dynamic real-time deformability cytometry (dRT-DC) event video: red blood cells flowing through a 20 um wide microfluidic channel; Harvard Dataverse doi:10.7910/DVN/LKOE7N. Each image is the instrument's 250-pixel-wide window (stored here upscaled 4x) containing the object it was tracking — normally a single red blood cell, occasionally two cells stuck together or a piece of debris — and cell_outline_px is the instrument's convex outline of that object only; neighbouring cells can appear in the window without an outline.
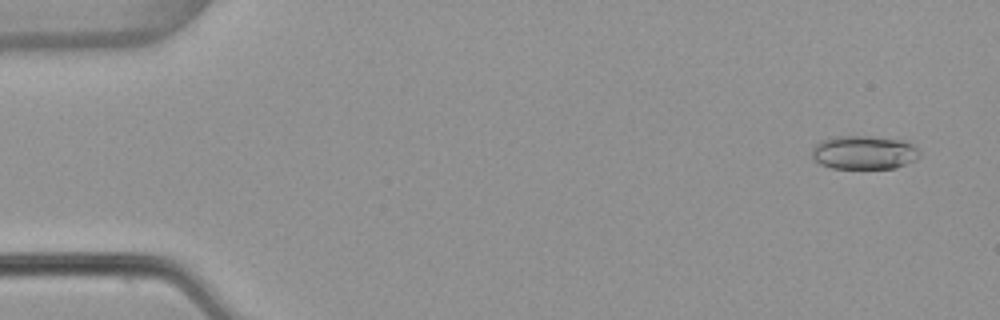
{"species": "common noctule bat (a hibernating species)", "species_latin": "Nyctalus noctula", "temperature_condition": "warm", "stored_images_in_passage": 53, "camera_frame_rate_fps": 3000, "um_per_image_px": 0.085, "animal": {"sex": "female", "body_mass_g": 22.7, "forearm_length_mm": 54.2}, "frame": {"image": 1, "passage_image": 3, "time_ms": 0.667, "image_size_px": [1000, 320], "cell_outline_px": [[920, 156], [916, 160], [896, 168], [832, 168], [820, 164], [812, 160], [812, 148], [816, 144], [824, 140], [836, 136], [872, 136], [904, 140], [912, 144], [920, 152]], "centroid_in_image_um": [73.45, 12.96], "position_along_channel_um": 11.5, "area_um2": 21.27}}
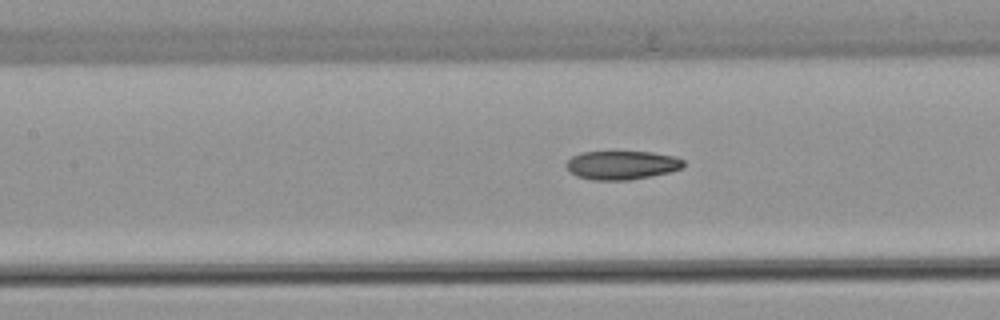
{"frame": {"image": 2, "passage_image": 24, "time_ms": 7.667, "image_size_px": [1000, 320], "cell_outline_px": [[684, 168], [672, 172], [652, 176], [628, 180], [592, 180], [576, 176], [568, 172], [564, 164], [572, 156], [580, 152], [652, 152], [676, 156], [684, 160]], "centroid_in_image_um": [52.86, 14.04], "position_along_channel_um": 154.5, "area_um2": 20.0}}
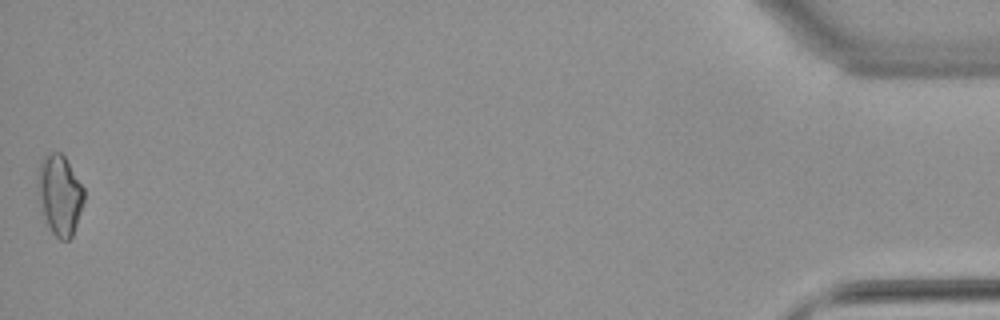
{"frame": {"image": 3, "passage_image": 53, "time_ms": 17.333, "image_size_px": [1000, 320], "cell_outline_px": [[84, 200], [72, 236], [68, 240], [60, 240], [52, 232], [48, 224], [40, 200], [36, 184], [36, 176], [40, 160], [48, 152], [60, 152], [64, 156], [84, 188]], "centroid_in_image_um": [5.06, 16.51], "position_along_channel_um": 430.1, "area_um2": 21.33}, "authors_computed_cell_mechanics": {"area_um2": 20.2878, "velocity_mm_per_s": 3.862, "shape_relaxation_time_tau1_ms": null, "shape_relaxation_time_tau2_ms": 8.2342, "deformation_change_tau1": null, "deformation_change_tau2": 0.1801}}